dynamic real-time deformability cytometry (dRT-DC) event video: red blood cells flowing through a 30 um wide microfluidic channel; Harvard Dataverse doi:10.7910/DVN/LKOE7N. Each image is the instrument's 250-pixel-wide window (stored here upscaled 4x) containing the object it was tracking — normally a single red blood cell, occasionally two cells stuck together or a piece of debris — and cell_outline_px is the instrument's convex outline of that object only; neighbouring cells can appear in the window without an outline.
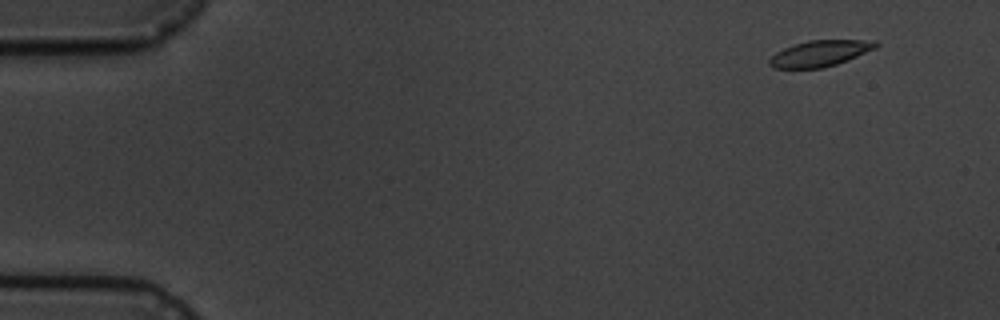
{"species": "common noctule bat (a hibernating species)", "species_latin": "Nyctalus noctula", "temperature_condition": "cold", "stored_images_in_passage": 5, "camera_frame_rate_fps": 3000, "um_per_image_px": 0.085, "animal": {"sex": "male", "body_mass_g": 19.5, "forearm_length_mm": 54.6}, "frame": {"image": 1, "passage_image": 1, "time_ms": 0.0, "image_size_px": [1000, 320], "cell_outline_px": [[880, 44], [876, 48], [848, 60], [824, 68], [772, 68], [768, 64], [768, 60], [776, 52], [784, 48], [808, 40], [876, 40]], "centroid_in_image_um": [69.71, 4.54], "position_along_channel_um": 15.3, "area_um2": 16.18}}